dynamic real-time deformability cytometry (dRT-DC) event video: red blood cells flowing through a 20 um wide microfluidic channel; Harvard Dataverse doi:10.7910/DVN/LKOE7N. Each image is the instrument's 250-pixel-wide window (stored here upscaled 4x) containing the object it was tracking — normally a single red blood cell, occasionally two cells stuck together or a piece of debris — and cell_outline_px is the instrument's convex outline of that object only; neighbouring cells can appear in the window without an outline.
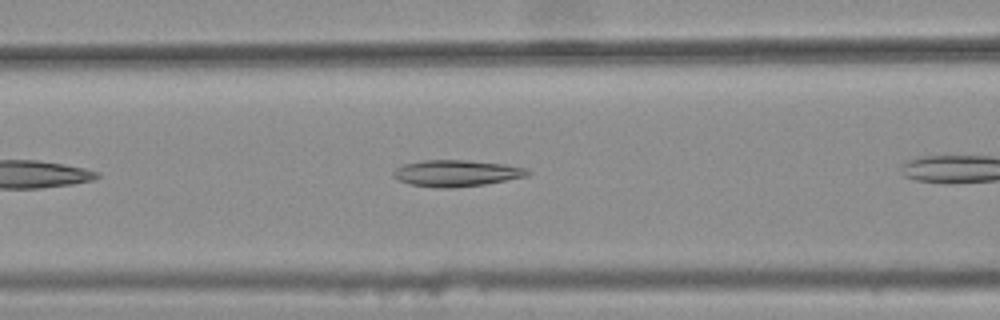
{"species": "common noctule bat (a hibernating species)", "species_latin": "Nyctalus noctula", "temperature_condition": "warm", "stored_images_in_passage": 17, "camera_frame_rate_fps": 3000, "um_per_image_px": 0.085, "animal": {"sex": "female", "body_mass_g": 25.1}, "frame": {"image": 1, "passage_image": 3, "time_ms": 0.667, "image_size_px": [1000, 320], "cell_outline_px": [[532, 172], [528, 176], [484, 184], [456, 188], [432, 188], [412, 184], [400, 180], [392, 176], [392, 172], [396, 168], [404, 164], [424, 160], [468, 160], [504, 164], [524, 168]], "centroid_in_image_um": [38.79, 14.73], "position_along_channel_um": 127.8, "area_um2": 20.69}}